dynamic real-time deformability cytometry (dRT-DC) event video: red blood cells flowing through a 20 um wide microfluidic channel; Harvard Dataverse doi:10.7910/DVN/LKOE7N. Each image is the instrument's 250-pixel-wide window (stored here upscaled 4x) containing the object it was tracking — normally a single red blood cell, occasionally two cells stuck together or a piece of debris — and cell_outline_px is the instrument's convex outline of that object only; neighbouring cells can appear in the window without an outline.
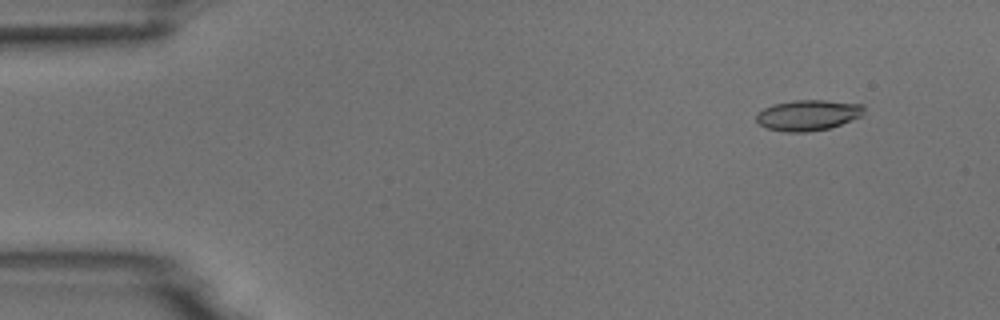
{"species": "common noctule bat (a hibernating species)", "species_latin": "Nyctalus noctula", "temperature_condition": "room temperature", "stored_images_in_passage": 4, "camera_frame_rate_fps": 3000, "um_per_image_px": 0.085, "animal": {"sex": "male", "body_mass_g": 18.8}, "frame": {"image": 1, "passage_image": 2, "time_ms": 1.0, "image_size_px": [1000, 320], "cell_outline_px": [[864, 112], [860, 116], [840, 124], [828, 128], [808, 132], [784, 132], [764, 128], [756, 120], [756, 112], [772, 104], [796, 100], [824, 100], [864, 104]], "centroid_in_image_um": [68.63, 9.79], "position_along_channel_um": 16.4, "area_um2": 19.31}}